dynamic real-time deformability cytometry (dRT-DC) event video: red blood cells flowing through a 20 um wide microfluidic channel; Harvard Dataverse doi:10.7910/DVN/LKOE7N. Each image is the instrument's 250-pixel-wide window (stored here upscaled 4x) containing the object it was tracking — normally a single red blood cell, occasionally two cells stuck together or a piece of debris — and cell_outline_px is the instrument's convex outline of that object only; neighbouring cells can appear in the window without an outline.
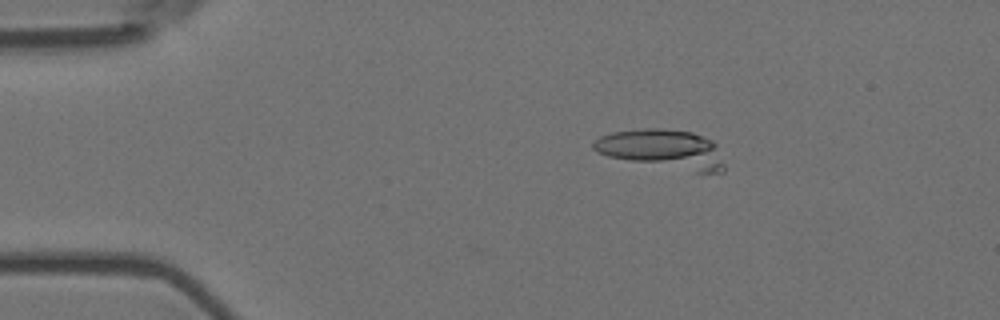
{"species": "Egyptian fruit bat (a non-hibernating species)", "species_latin": "Rousettus aegyptiacus", "temperature_condition": "room temperature", "stored_images_in_passage": 5, "camera_frame_rate_fps": 3000, "um_per_image_px": 0.085, "animal": {"sex": "female"}, "frame": {"image": 1, "passage_image": 3, "time_ms": 0.667, "image_size_px": [1000, 320], "cell_outline_px": [[724, 172], [696, 172], [608, 156], [596, 152], [592, 148], [592, 144], [600, 136], [612, 132], [644, 128], [660, 128], [692, 132], [712, 140], [716, 144], [724, 164]], "centroid_in_image_um": [56.33, 12.65], "position_along_channel_um": 28.7, "area_um2": 29.48}}